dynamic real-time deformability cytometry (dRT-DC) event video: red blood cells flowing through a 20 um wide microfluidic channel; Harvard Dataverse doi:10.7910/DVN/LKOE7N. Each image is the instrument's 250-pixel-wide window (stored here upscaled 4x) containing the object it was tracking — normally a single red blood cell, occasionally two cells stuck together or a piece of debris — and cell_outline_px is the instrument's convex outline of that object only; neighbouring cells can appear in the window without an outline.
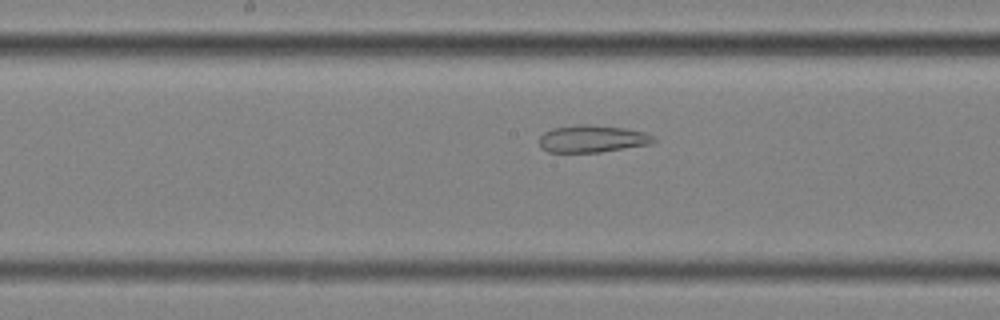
{"species": "common noctule bat (a hibernating species)", "species_latin": "Nyctalus noctula", "temperature_condition": "cold", "stored_images_in_passage": 58, "segment_of_instrument_passage": [2, 2], "camera_frame_rate_fps": 3000, "um_per_image_px": 0.085, "animal": {"sex": "female", "body_mass_g": 25.1}, "frame": {"image": 1, "passage_image": 31, "time_ms": 10.0, "image_size_px": [1000, 320], "cell_outline_px": [[656, 140], [652, 144], [600, 152], [548, 152], [540, 148], [540, 136], [544, 132], [552, 128], [580, 124], [588, 124], [624, 128], [644, 132], [652, 136]], "centroid_in_image_um": [50.33, 11.8], "position_along_channel_um": 197.9, "area_um2": 18.15}}
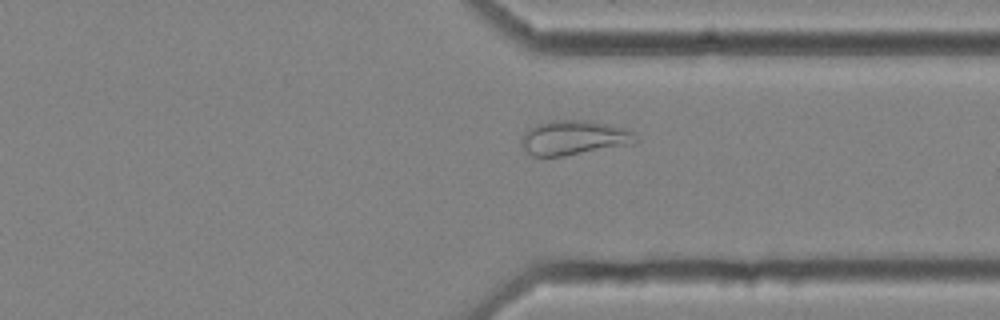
{"frame": {"image": 2, "passage_image": 45, "time_ms": 14.667, "image_size_px": [1000, 320], "cell_outline_px": [[636, 144], [564, 156], [532, 156], [520, 144], [520, 136], [528, 128], [536, 124], [552, 120], [588, 120], [608, 124], [624, 128], [636, 132]], "centroid_in_image_um": [48.79, 11.7], "position_along_channel_um": 362.6, "area_um2": 23.41}}
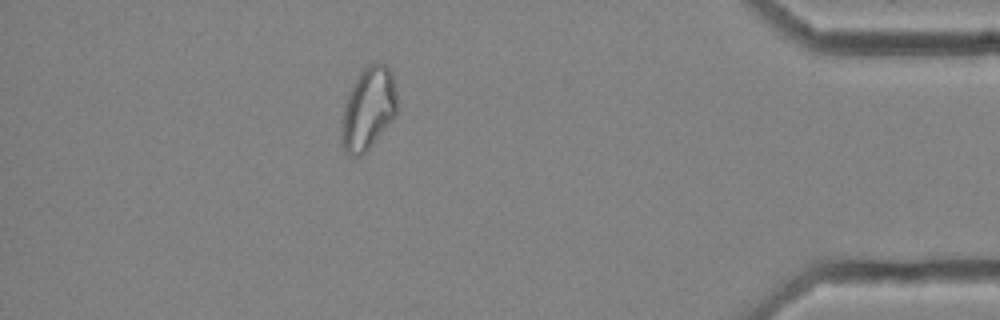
{"frame": {"image": 3, "passage_image": 52, "time_ms": 17.0, "image_size_px": [1000, 320], "cell_outline_px": [[396, 116], [372, 144], [360, 156], [348, 156], [344, 152], [340, 136], [344, 104], [360, 72], [368, 64], [380, 60], [388, 64], [392, 72], [396, 92]], "centroid_in_image_um": [31.31, 9.21], "position_along_channel_um": 403.9, "area_um2": 26.82}}